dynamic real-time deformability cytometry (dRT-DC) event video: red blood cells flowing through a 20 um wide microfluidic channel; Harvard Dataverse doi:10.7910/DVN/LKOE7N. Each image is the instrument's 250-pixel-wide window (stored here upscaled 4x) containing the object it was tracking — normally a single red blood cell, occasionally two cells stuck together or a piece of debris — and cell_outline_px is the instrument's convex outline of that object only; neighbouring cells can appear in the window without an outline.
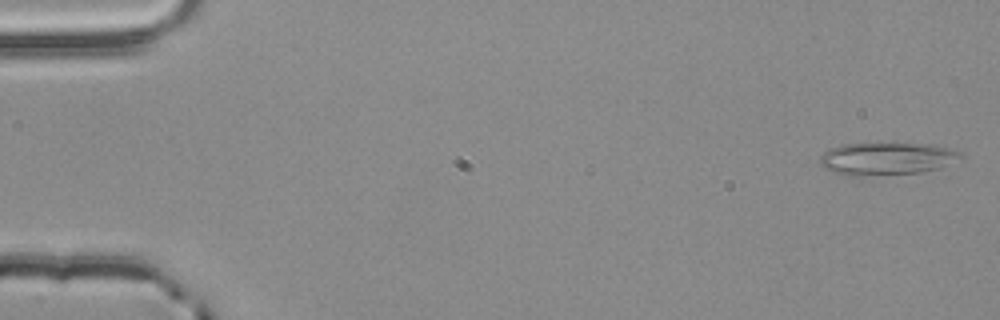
{"species": "common noctule bat (a hibernating species)", "species_latin": "Nyctalus noctula", "temperature_condition": "room temperature", "stored_images_in_passage": 4, "segment_of_instrument_passage": [2, 2], "camera_frame_rate_fps": 3000, "um_per_image_px": 0.085, "animal": {"sex": "male", "body_mass_g": 20.4}, "frame": {"image": 1, "passage_image": 4, "time_ms": 1.0, "image_size_px": [1000, 320], "cell_outline_px": [[964, 160], [940, 168], [920, 172], [852, 176], [844, 176], [832, 172], [824, 168], [820, 164], [820, 156], [824, 152], [832, 148], [844, 144], [928, 144], [948, 148], [960, 152], [964, 156]], "centroid_in_image_um": [75.41, 13.5], "position_along_channel_um": 9.6, "area_um2": 26.65}}